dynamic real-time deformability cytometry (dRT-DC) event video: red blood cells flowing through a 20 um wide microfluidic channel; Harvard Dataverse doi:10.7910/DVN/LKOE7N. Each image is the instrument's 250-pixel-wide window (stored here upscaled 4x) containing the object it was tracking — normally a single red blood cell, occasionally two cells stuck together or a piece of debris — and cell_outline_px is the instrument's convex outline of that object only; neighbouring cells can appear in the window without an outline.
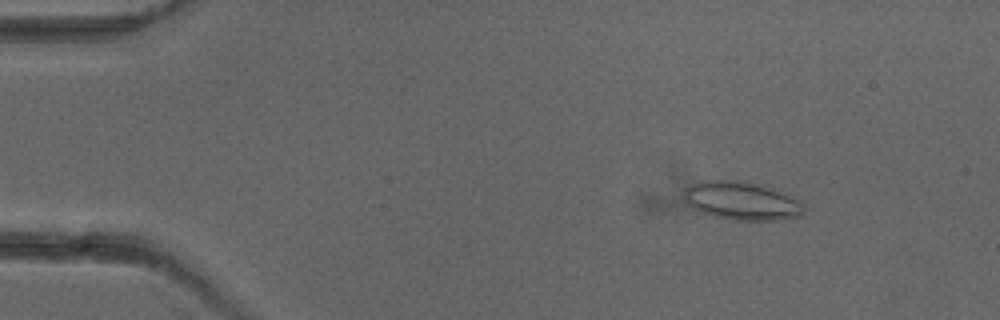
{"species": "common noctule bat (a hibernating species)", "species_latin": "Nyctalus noctula", "temperature_condition": "cold", "stored_images_in_passage": 6, "camera_frame_rate_fps": 3000, "um_per_image_px": 0.085, "animal": {"sex": "female"}, "frame": {"image": 1, "passage_image": 1, "time_ms": 0.0, "image_size_px": [1000, 320], "cell_outline_px": [[804, 212], [800, 216], [776, 220], [736, 220], [712, 216], [692, 208], [684, 200], [684, 192], [692, 184], [704, 180], [740, 180], [760, 184], [772, 188], [796, 200], [804, 208]], "centroid_in_image_um": [63.0, 17.07], "position_along_channel_um": 22.0, "area_um2": 26.47}}
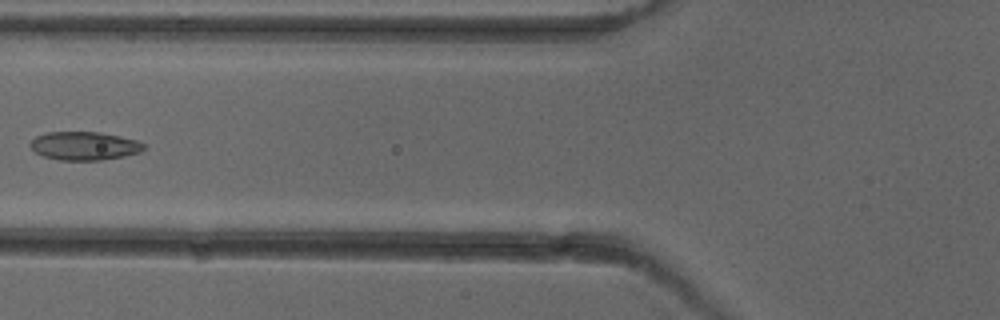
{"frame": {"image": 2, "passage_image": 5, "time_ms": 4.667, "image_size_px": [1000, 320], "cell_outline_px": [[148, 148], [140, 152], [124, 156], [100, 160], [60, 160], [44, 156], [36, 152], [28, 144], [36, 136], [48, 132], [100, 132], [120, 136], [136, 140], [144, 144]], "centroid_in_image_um": [7.19, 12.39], "position_along_channel_um": 118.6, "area_um2": 18.79}}
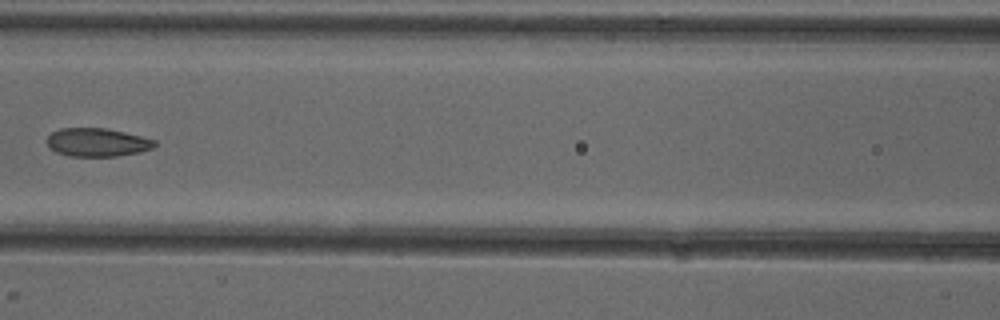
{"frame": {"image": 3, "passage_image": 6, "time_ms": 5.667, "image_size_px": [1000, 320], "cell_outline_px": [[156, 144], [152, 148], [140, 152], [116, 156], [68, 156], [56, 152], [48, 148], [48, 136], [52, 132], [60, 128], [104, 128], [124, 132], [156, 140]], "centroid_in_image_um": [8.24, 12.1], "position_along_channel_um": 158.4, "area_um2": 17.74}}